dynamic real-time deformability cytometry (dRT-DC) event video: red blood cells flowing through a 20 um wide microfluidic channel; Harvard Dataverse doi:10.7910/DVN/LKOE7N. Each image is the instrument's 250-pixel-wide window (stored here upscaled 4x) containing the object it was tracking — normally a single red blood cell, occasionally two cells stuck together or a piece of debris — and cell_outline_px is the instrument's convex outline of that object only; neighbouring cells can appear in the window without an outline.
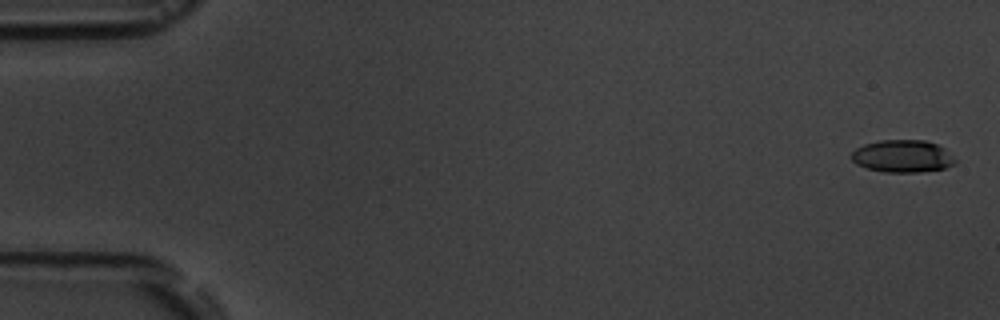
{"species": "common noctule bat (a hibernating species)", "species_latin": "Nyctalus noctula", "temperature_condition": "room temperature", "stored_images_in_passage": 6, "camera_frame_rate_fps": 3000, "um_per_image_px": 0.085, "animal": {"sex": "male", "body_mass_g": 19.5, "forearm_length_mm": 54.6}, "frame": {"image": 1, "passage_image": 1, "time_ms": 0.0, "image_size_px": [1000, 320], "cell_outline_px": [[956, 164], [944, 168], [920, 172], [884, 172], [868, 168], [856, 164], [852, 160], [852, 152], [856, 148], [864, 144], [880, 140], [924, 140], [936, 144], [944, 148], [956, 160]], "centroid_in_image_um": [76.72, 13.27], "position_along_channel_um": 8.3, "area_um2": 19.54}}